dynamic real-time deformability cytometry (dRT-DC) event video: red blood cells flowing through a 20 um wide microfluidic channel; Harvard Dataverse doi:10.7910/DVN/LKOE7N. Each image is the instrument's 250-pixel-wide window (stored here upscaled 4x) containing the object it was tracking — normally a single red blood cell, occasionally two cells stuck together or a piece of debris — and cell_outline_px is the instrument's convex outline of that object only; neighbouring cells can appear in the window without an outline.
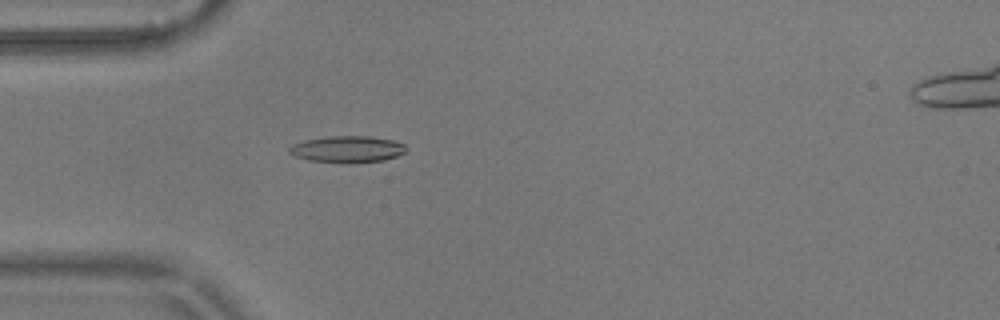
{"species": "common noctule bat (a hibernating species)", "species_latin": "Nyctalus noctula", "temperature_condition": "warm", "stored_images_in_passage": 3, "camera_frame_rate_fps": 3000, "um_per_image_px": 0.085, "animal": {"sex": "male", "body_mass_g": 17.9}, "frame": {"image": 1, "passage_image": 3, "time_ms": 0.667, "image_size_px": [1000, 320], "cell_outline_px": [[408, 148], [404, 152], [396, 156], [384, 160], [352, 164], [348, 164], [308, 160], [296, 156], [288, 152], [288, 148], [292, 144], [304, 140], [328, 136], [368, 136], [392, 140], [404, 144]], "centroid_in_image_um": [29.51, 12.69], "position_along_channel_um": 55.5, "area_um2": 18.32}}